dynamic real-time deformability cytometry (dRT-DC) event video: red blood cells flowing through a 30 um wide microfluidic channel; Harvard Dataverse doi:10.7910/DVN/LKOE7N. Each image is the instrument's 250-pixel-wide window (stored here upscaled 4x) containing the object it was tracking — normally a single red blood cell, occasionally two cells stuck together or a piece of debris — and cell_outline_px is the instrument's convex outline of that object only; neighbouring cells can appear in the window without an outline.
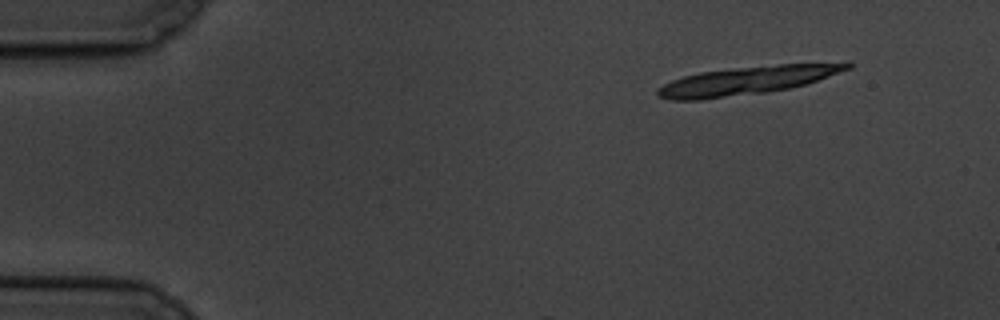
{"species": "common noctule bat (a hibernating species)", "species_latin": "Nyctalus noctula", "temperature_condition": "cold", "stored_images_in_passage": 8, "segment_of_instrument_passage": [1, 2], "camera_frame_rate_fps": 3000, "um_per_image_px": 0.085, "animal": {"sex": "male", "body_mass_g": 19.5, "forearm_length_mm": 54.6}, "frame": {"image": 1, "passage_image": 1, "time_ms": 0.0, "image_size_px": [1000, 320], "cell_outline_px": [[852, 68], [808, 84], [768, 92], [700, 100], [672, 100], [656, 96], [656, 88], [672, 80], [684, 76], [700, 72], [776, 64], [848, 60], [852, 64]], "centroid_in_image_um": [63.64, 6.81], "position_along_channel_um": 21.4, "area_um2": 31.91}}